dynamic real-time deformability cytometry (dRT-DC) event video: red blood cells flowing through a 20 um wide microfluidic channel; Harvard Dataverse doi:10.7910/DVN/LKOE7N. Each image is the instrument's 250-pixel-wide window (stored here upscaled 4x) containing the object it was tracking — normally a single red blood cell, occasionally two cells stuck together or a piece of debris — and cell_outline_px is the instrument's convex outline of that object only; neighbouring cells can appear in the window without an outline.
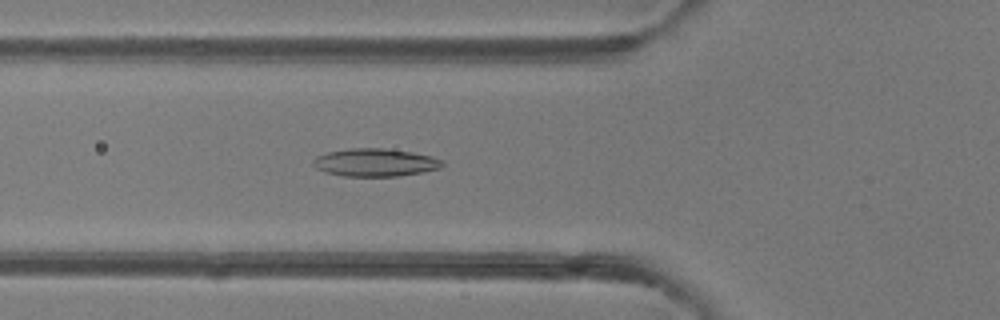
{"species": "common noctule bat (a hibernating species)", "species_latin": "Nyctalus noctula", "temperature_condition": "room temperature", "stored_images_in_passage": 40, "camera_frame_rate_fps": 3000, "um_per_image_px": 0.085, "animal": {"sex": "female"}, "frame": {"image": 1, "passage_image": 9, "time_ms": 2.667, "image_size_px": [1000, 320], "cell_outline_px": [[444, 164], [440, 168], [400, 176], [344, 176], [324, 172], [316, 168], [312, 164], [312, 160], [316, 156], [328, 152], [348, 148], [384, 148], [412, 152], [432, 156], [444, 160]], "centroid_in_image_um": [31.88, 13.8], "position_along_channel_um": 93.9, "area_um2": 21.1}}
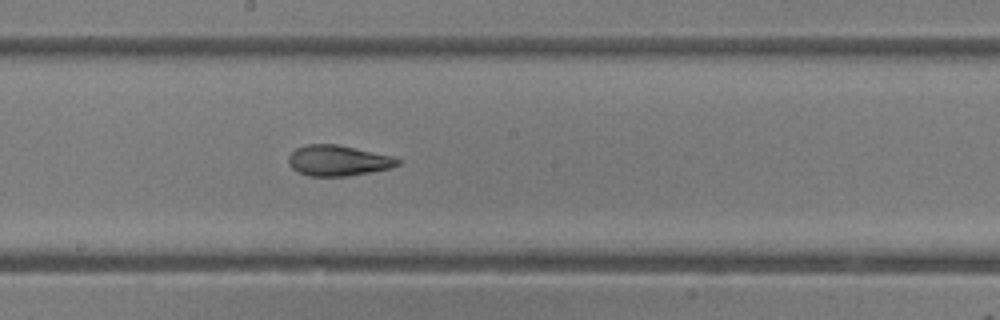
{"frame": {"image": 2, "passage_image": 18, "time_ms": 5.667, "image_size_px": [1000, 320], "cell_outline_px": [[400, 164], [392, 168], [348, 176], [308, 176], [292, 168], [288, 164], [288, 156], [296, 148], [308, 144], [336, 144], [392, 156], [400, 160]], "centroid_in_image_um": [28.73, 13.65], "position_along_channel_um": 219.5, "area_um2": 19.42}}
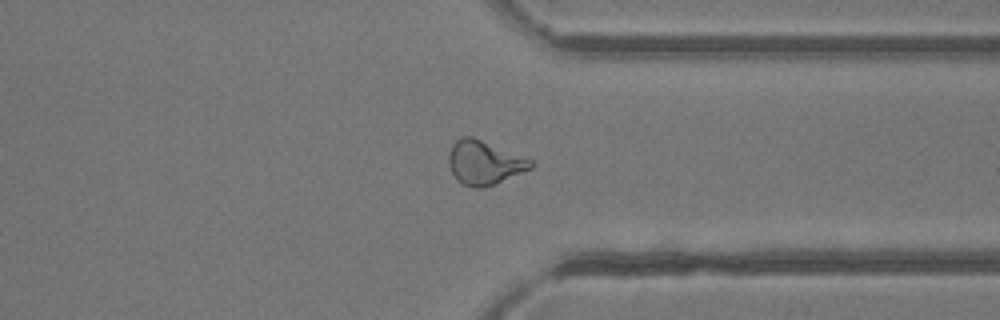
{"frame": {"image": 3, "passage_image": 29, "time_ms": 9.333, "image_size_px": [1000, 320], "cell_outline_px": [[536, 164], [532, 168], [484, 188], [472, 188], [460, 184], [456, 180], [448, 164], [448, 152], [452, 144], [460, 136], [472, 136], [532, 160]], "centroid_in_image_um": [41.12, 13.83], "position_along_channel_um": 370.3, "area_um2": 21.15}}